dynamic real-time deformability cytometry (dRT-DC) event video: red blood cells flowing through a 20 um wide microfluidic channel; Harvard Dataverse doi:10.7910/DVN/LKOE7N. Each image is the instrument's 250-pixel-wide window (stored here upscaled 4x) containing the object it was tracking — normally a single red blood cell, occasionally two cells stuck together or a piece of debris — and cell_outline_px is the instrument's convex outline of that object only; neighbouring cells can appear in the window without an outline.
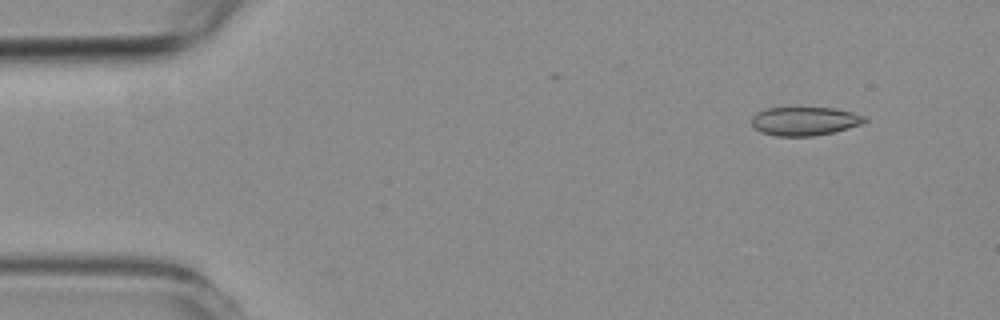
{"species": "common noctule bat (a hibernating species)", "species_latin": "Nyctalus noctula", "temperature_condition": "room temperature", "stored_images_in_passage": 3, "camera_frame_rate_fps": 3000, "um_per_image_px": 0.085, "animal": {"sex": "female", "body_mass_g": 19.3, "forearm_length_mm": 54.1}, "frame": {"image": 1, "passage_image": 1, "time_ms": 0.0, "image_size_px": [1000, 320], "cell_outline_px": [[868, 120], [864, 124], [832, 132], [812, 136], [776, 136], [760, 132], [752, 124], [752, 116], [756, 112], [764, 108], [832, 108], [852, 112], [864, 116]], "centroid_in_image_um": [68.39, 10.3], "position_along_channel_um": 16.6, "area_um2": 18.84}}
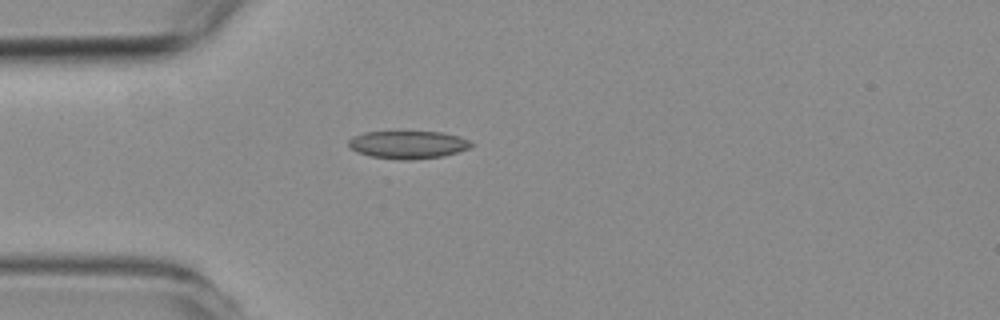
{"frame": {"image": 2, "passage_image": 3, "time_ms": 3.333, "image_size_px": [1000, 320], "cell_outline_px": [[476, 144], [468, 148], [444, 156], [408, 160], [400, 160], [372, 156], [356, 152], [348, 144], [348, 140], [352, 136], [364, 132], [444, 132], [460, 136]], "centroid_in_image_um": [34.69, 12.29], "position_along_channel_um": 50.3, "area_um2": 19.88}}